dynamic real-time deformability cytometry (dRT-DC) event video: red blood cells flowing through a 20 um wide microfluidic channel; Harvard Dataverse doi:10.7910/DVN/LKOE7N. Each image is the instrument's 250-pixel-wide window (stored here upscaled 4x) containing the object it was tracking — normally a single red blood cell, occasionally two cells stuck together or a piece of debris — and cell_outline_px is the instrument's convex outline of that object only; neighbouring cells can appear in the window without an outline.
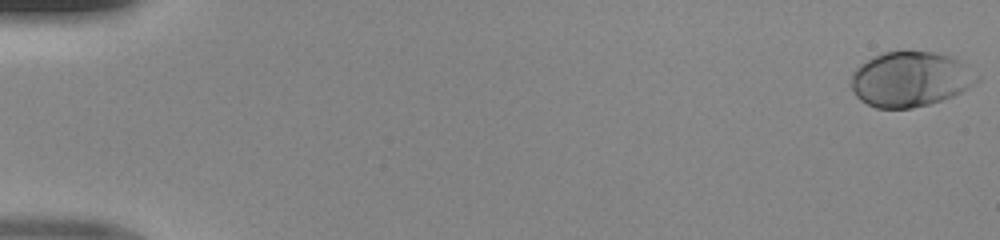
{"species": "human", "species_latin": "Homo sapiens", "temperature_condition": "room temperature", "stored_images_in_passage": 50, "camera_frame_rate_fps": 3000, "um_per_image_px": 0.085, "donor": {"sex": "male"}, "frame": {"image": 1, "passage_image": 1, "time_ms": 0.0, "image_size_px": [1000, 240], "cell_outline_px": [[980, 80], [968, 88], [952, 96], [928, 104], [912, 108], [876, 108], [860, 100], [856, 96], [852, 88], [852, 72], [860, 64], [884, 52], [936, 52], [952, 56], [960, 60], [980, 76]], "centroid_in_image_um": [77.4, 6.73], "position_along_channel_um": 7.6, "area_um2": 40.17}}
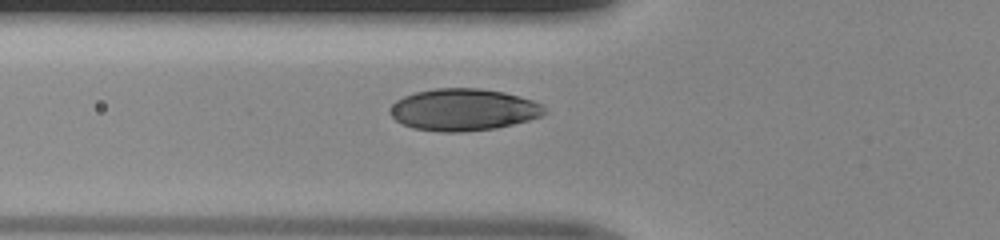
{"frame": {"image": 2, "passage_image": 19, "time_ms": 6.0, "image_size_px": [1000, 240], "cell_outline_px": [[548, 112], [544, 116], [496, 128], [464, 132], [440, 132], [412, 128], [400, 124], [388, 112], [392, 104], [396, 100], [404, 96], [416, 92], [436, 88], [480, 88], [504, 92], [520, 96], [532, 100], [540, 104]], "centroid_in_image_um": [39.38, 9.33], "position_along_channel_um": 86.4, "area_um2": 38.03}}
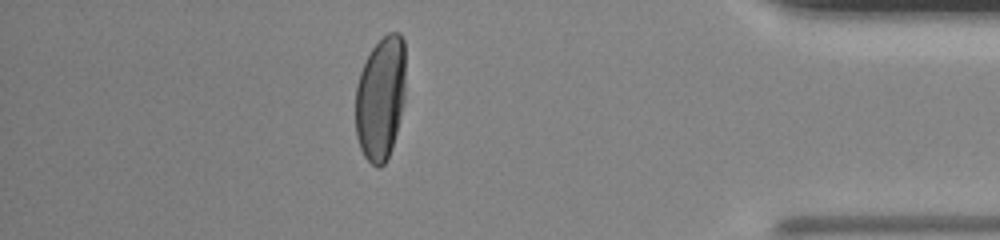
{"frame": {"image": 3, "passage_image": 44, "time_ms": 14.333, "image_size_px": [1000, 240], "cell_outline_px": [[404, 104], [392, 148], [384, 164], [380, 168], [376, 168], [364, 156], [360, 148], [356, 136], [356, 84], [360, 72], [372, 48], [388, 32], [400, 32], [404, 40]], "centroid_in_image_um": [32.35, 8.36], "position_along_channel_um": 402.9, "area_um2": 36.24}}